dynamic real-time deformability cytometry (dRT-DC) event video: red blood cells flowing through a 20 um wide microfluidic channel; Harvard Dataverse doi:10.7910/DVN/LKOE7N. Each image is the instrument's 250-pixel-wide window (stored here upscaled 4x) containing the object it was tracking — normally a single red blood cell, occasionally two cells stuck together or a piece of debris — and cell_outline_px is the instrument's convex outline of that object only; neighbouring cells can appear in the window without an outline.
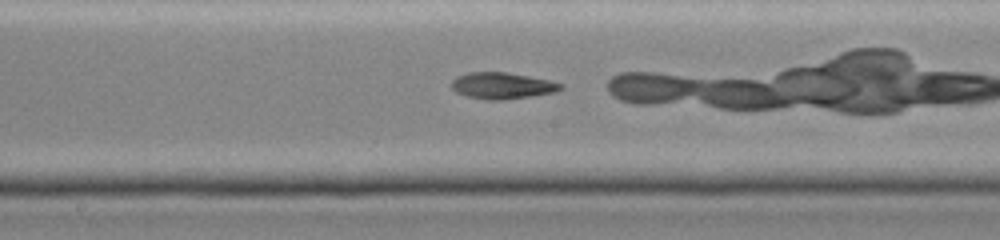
{"species": "common noctule bat (a hibernating species)", "species_latin": "Nyctalus noctula", "temperature_condition": "cold", "stored_images_in_passage": 19, "camera_frame_rate_fps": 3000, "um_per_image_px": 0.085, "animal": {"sex": "female", "body_mass_g": 19.0, "forearm_length_mm": 51.5}, "frame": {"image": 1, "passage_image": 17, "time_ms": 7.0, "image_size_px": [1000, 240], "cell_outline_px": [[564, 88], [556, 92], [532, 96], [500, 100], [488, 100], [468, 96], [456, 92], [452, 88], [452, 80], [456, 76], [468, 72], [508, 72], [548, 80], [564, 84]], "centroid_in_image_um": [42.7, 7.28], "position_along_channel_um": 205.5, "area_um2": 16.82}}